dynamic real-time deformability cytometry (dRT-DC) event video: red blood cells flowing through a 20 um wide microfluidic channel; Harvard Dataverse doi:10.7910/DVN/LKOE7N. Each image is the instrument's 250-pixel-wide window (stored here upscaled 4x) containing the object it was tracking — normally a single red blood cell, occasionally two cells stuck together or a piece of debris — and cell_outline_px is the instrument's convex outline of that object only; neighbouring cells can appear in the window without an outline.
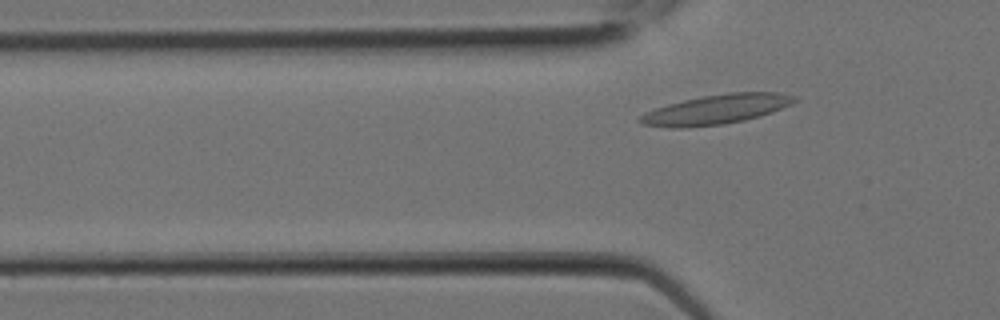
{"species": "Egyptian fruit bat (a non-hibernating species)", "species_latin": "Rousettus aegyptiacus", "temperature_condition": "room temperature", "stored_images_in_passage": 3, "camera_frame_rate_fps": 3000, "um_per_image_px": 0.085, "animal": {"sex": "female"}, "frame": {"image": 1, "passage_image": 3, "time_ms": 0.667, "image_size_px": [1000, 320], "cell_outline_px": [[796, 100], [792, 104], [772, 112], [760, 116], [744, 120], [724, 124], [684, 128], [668, 128], [644, 124], [636, 120], [640, 116], [656, 108], [668, 104], [684, 100], [704, 96], [728, 92], [780, 92], [796, 96]], "centroid_in_image_um": [60.91, 9.3], "position_along_channel_um": 64.9, "area_um2": 26.59}}